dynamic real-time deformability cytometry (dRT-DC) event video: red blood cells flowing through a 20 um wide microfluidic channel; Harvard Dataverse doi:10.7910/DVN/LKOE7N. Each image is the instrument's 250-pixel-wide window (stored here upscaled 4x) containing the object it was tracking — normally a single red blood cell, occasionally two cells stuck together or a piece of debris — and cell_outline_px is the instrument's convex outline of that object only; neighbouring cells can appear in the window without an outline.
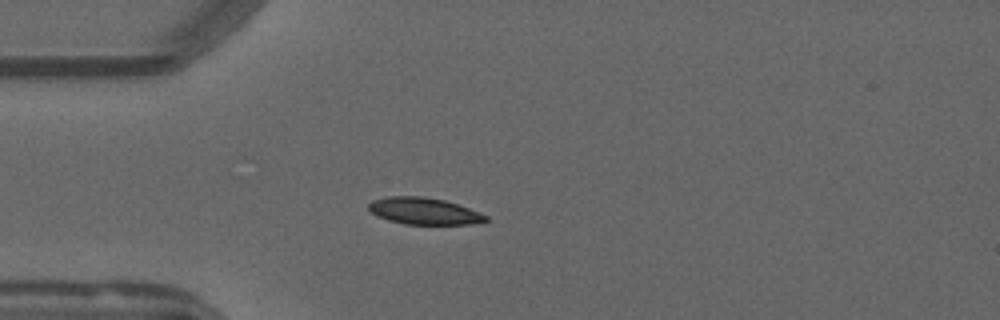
{"species": "common noctule bat (a hibernating species)", "species_latin": "Nyctalus noctula", "temperature_condition": "warm", "stored_images_in_passage": 31, "camera_frame_rate_fps": 3000, "um_per_image_px": 0.085, "animal": {"sex": "male", "forearm_length_mm": 52.5}, "frame": {"image": 1, "passage_image": 3, "time_ms": 0.667, "image_size_px": [1000, 320], "cell_outline_px": [[488, 220], [472, 224], [404, 224], [388, 220], [376, 216], [368, 208], [368, 204], [372, 200], [388, 196], [424, 196], [444, 200], [480, 212], [488, 216]], "centroid_in_image_um": [36.02, 17.94], "position_along_channel_um": 49.0, "area_um2": 18.26}}
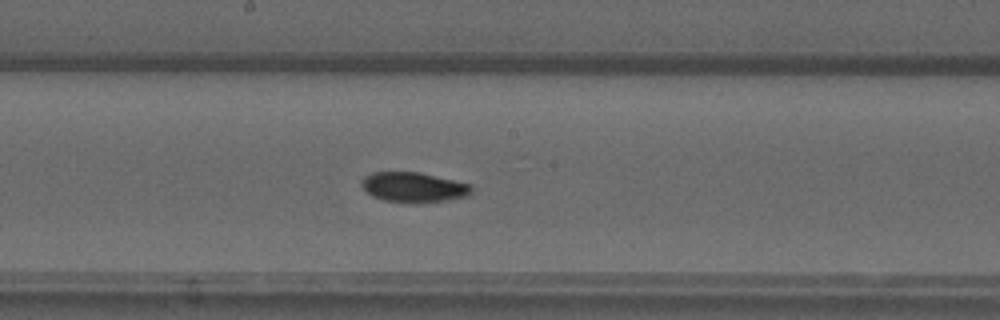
{"frame": {"image": 2, "passage_image": 17, "time_ms": 5.333, "image_size_px": [1000, 320], "cell_outline_px": [[472, 192], [468, 196], [444, 200], [408, 204], [384, 200], [372, 196], [360, 184], [360, 180], [364, 176], [372, 172], [420, 172], [472, 184]], "centroid_in_image_um": [35.15, 15.91], "position_along_channel_um": 213.1, "area_um2": 19.42}}
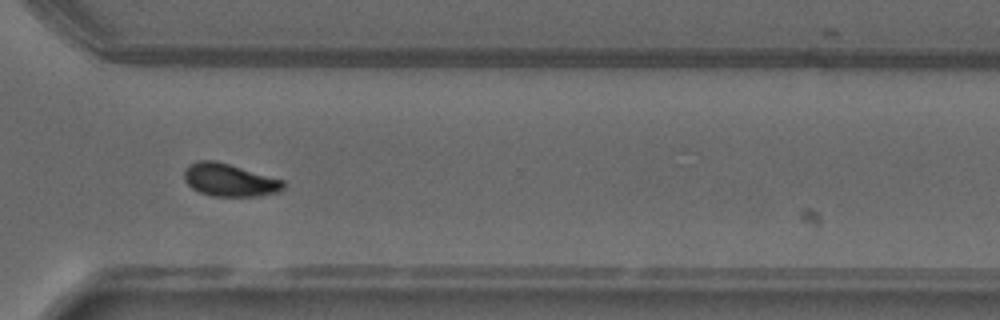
{"frame": {"image": 3, "passage_image": 28, "time_ms": 9.0, "image_size_px": [1000, 320], "cell_outline_px": [[284, 188], [280, 192], [256, 196], [212, 196], [200, 192], [192, 188], [184, 180], [184, 172], [188, 164], [196, 160], [216, 160], [284, 180]], "centroid_in_image_um": [19.49, 15.29], "position_along_channel_um": 351.1, "area_um2": 19.02}, "authors_computed_cell_mechanics": {"area_um2": 19.074, "velocity_mm_per_s": 3.7653, "shape_relaxation_time_tau1_ms": 4.8047, "shape_relaxation_time_tau2_ms": 1.5321, "deformation_change_tau1": 0.1552, "deformation_change_tau2": 0.0498}}